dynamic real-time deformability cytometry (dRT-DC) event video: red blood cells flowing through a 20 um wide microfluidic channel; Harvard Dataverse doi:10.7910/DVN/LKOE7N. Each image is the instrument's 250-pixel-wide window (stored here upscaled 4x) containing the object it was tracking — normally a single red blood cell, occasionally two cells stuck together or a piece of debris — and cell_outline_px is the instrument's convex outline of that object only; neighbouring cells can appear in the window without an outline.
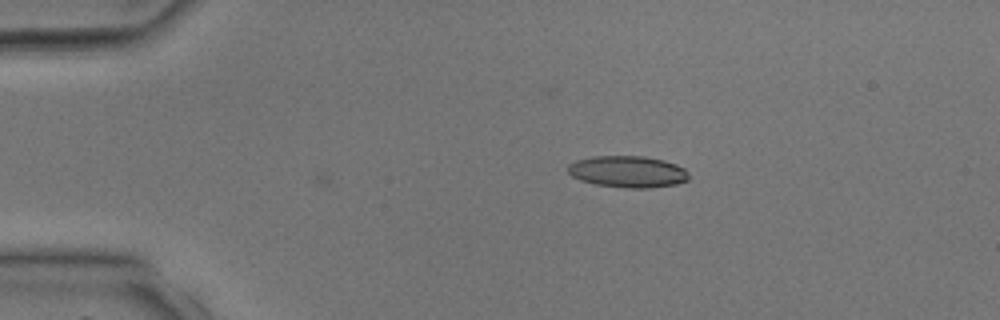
{"species": "common noctule bat (a hibernating species)", "species_latin": "Nyctalus noctula", "temperature_condition": "room temperature", "stored_images_in_passage": 12, "camera_frame_rate_fps": 3000, "um_per_image_px": 0.085, "animal": {"sex": "male", "body_mass_g": 17.9, "forearm_length_mm": 54.2}, "frame": {"image": 1, "passage_image": 12, "time_ms": 3.667, "image_size_px": [1000, 320], "cell_outline_px": [[688, 180], [676, 184], [652, 188], [624, 188], [596, 184], [580, 180], [572, 176], [568, 172], [568, 164], [576, 160], [592, 156], [644, 156], [664, 160], [676, 164], [684, 168], [688, 172]], "centroid_in_image_um": [53.36, 14.59], "position_along_channel_um": 31.6, "area_um2": 22.43}}